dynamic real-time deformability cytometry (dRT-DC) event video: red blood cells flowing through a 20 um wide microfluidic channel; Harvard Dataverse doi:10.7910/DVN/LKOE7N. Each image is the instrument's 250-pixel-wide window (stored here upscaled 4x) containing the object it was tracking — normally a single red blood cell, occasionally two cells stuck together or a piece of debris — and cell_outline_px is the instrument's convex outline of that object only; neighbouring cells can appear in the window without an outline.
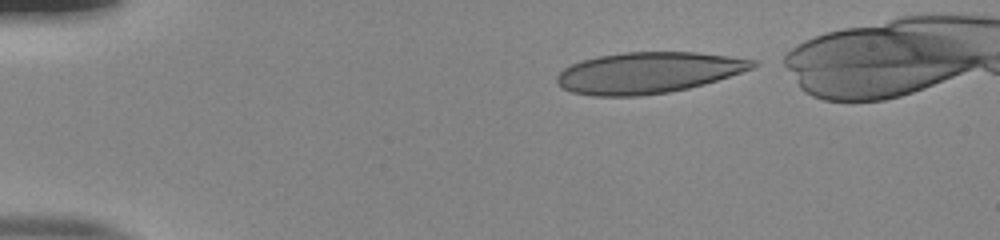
{"species": "human", "species_latin": "Homo sapiens", "temperature_condition": "room temperature", "stored_images_in_passage": 42, "camera_frame_rate_fps": 3000, "um_per_image_px": 0.085, "donor": {"sex": "male"}, "frame": {"image": 1, "passage_image": 1, "time_ms": 0.0, "image_size_px": [1000, 240], "cell_outline_px": [[760, 64], [752, 68], [704, 84], [688, 88], [668, 92], [636, 96], [592, 96], [572, 92], [560, 88], [556, 84], [556, 76], [564, 68], [580, 60], [596, 56], [624, 52], [696, 52], [728, 56], [756, 60]], "centroid_in_image_um": [55.03, 6.18], "position_along_channel_um": 30.0, "area_um2": 46.99}}
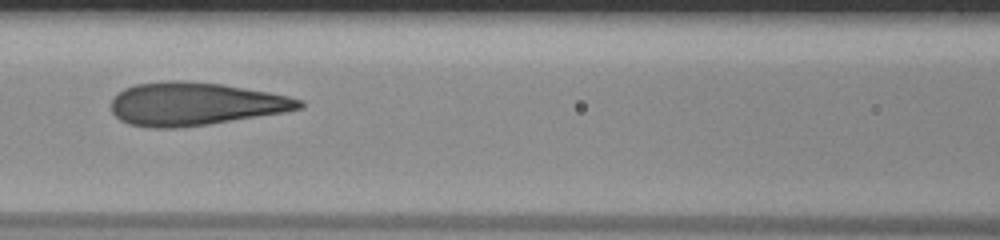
{"frame": {"image": 2, "passage_image": 16, "time_ms": 5.0, "image_size_px": [1000, 240], "cell_outline_px": [[304, 108], [284, 112], [208, 124], [176, 128], [152, 128], [128, 124], [120, 120], [112, 112], [112, 100], [124, 88], [136, 84], [176, 80], [184, 80], [224, 84], [268, 92], [288, 96], [304, 100]], "centroid_in_image_um": [16.6, 8.83], "position_along_channel_um": 150.0, "area_um2": 47.11}}
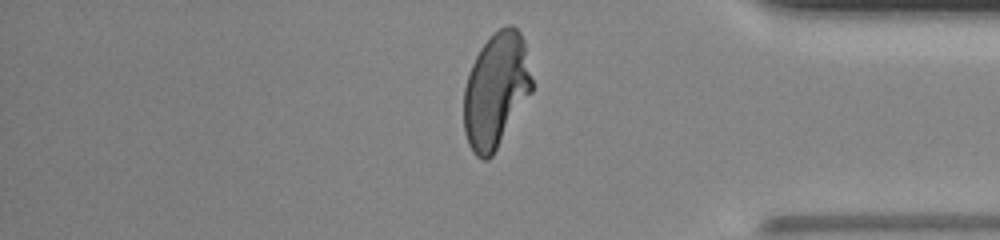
{"frame": {"image": 3, "passage_image": 36, "time_ms": 11.667, "image_size_px": [1000, 240], "cell_outline_px": [[532, 92], [492, 156], [488, 160], [484, 160], [476, 156], [472, 152], [468, 144], [464, 132], [464, 88], [468, 72], [480, 48], [500, 28], [508, 24], [512, 24], [520, 32], [524, 40], [532, 80]], "centroid_in_image_um": [42.15, 7.69], "position_along_channel_um": 393.1, "area_um2": 45.55}}